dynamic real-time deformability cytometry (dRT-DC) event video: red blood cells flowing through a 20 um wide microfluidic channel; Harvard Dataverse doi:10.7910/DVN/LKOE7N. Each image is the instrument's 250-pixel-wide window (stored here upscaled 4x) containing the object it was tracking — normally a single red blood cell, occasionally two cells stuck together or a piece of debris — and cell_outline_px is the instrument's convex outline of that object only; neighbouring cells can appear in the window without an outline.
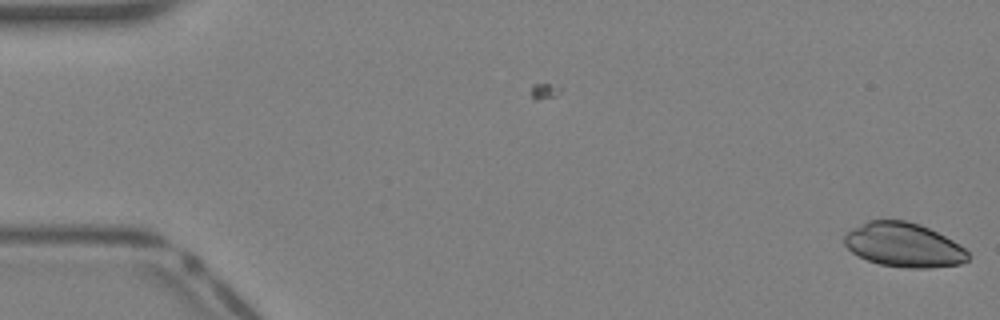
{"species": "Egyptian fruit bat (a non-hibernating species)", "species_latin": "Rousettus aegyptiacus", "temperature_condition": "warm", "stored_images_in_passage": 5, "camera_frame_rate_fps": 3000, "um_per_image_px": 0.085, "animal": {"sex": "female"}, "frame": {"image": 1, "passage_image": 5, "time_ms": 1.333, "image_size_px": [1000, 320], "cell_outline_px": [[968, 260], [960, 264], [932, 268], [904, 268], [880, 264], [868, 260], [852, 252], [844, 244], [844, 236], [852, 228], [868, 220], [904, 220], [920, 224], [952, 240], [964, 248], [968, 252]], "centroid_in_image_um": [76.81, 20.82], "position_along_channel_um": 8.2, "area_um2": 31.73}}